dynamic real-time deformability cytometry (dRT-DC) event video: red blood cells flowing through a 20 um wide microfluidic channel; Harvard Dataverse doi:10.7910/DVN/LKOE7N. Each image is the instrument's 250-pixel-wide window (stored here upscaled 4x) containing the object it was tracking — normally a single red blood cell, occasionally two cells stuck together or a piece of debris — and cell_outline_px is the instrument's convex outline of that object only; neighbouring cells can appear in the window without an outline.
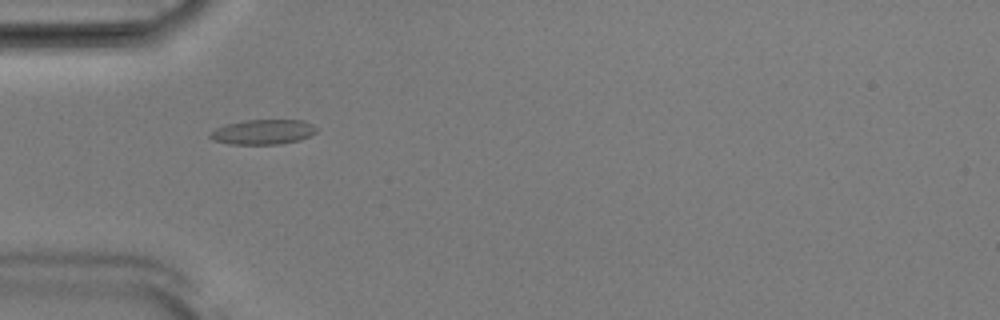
{"species": "Egyptian fruit bat (a non-hibernating species)", "species_latin": "Rousettus aegyptiacus", "temperature_condition": "room temperature", "stored_images_in_passage": 41, "camera_frame_rate_fps": 3000, "um_per_image_px": 0.085, "animal": {"sex": "male"}, "frame": {"image": 1, "passage_image": 5, "time_ms": 1.333, "image_size_px": [1000, 320], "cell_outline_px": [[316, 132], [300, 140], [280, 144], [228, 144], [212, 140], [208, 136], [216, 128], [228, 124], [248, 120], [304, 120], [312, 124], [316, 128]], "centroid_in_image_um": [22.36, 11.22], "position_along_channel_um": 62.6, "area_um2": 15.32}}
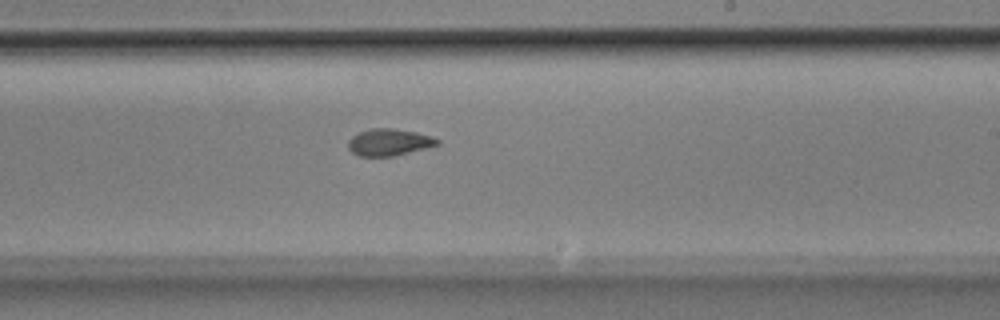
{"frame": {"image": 2, "passage_image": 20, "time_ms": 6.333, "image_size_px": [1000, 320], "cell_outline_px": [[440, 144], [428, 148], [392, 156], [360, 156], [352, 152], [348, 148], [348, 140], [352, 136], [360, 132], [372, 128], [392, 128], [416, 132], [432, 136], [440, 140]], "centroid_in_image_um": [33.09, 12.09], "position_along_channel_um": 255.9, "area_um2": 13.99}}
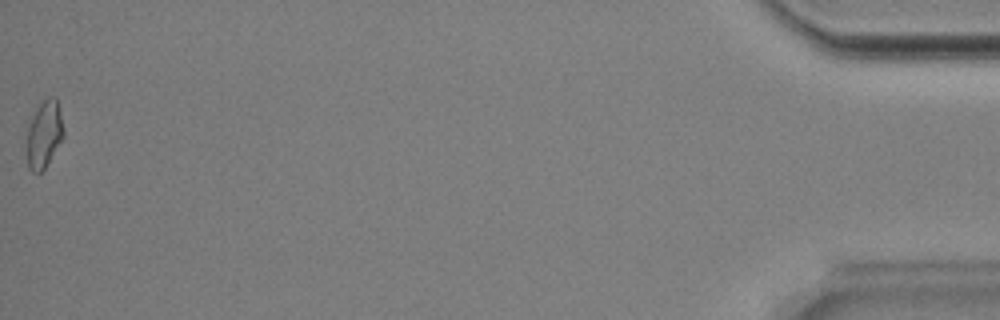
{"frame": {"image": 3, "passage_image": 41, "time_ms": 13.333, "image_size_px": [1000, 320], "cell_outline_px": [[64, 136], [44, 168], [40, 172], [32, 172], [28, 168], [24, 148], [28, 128], [32, 116], [36, 108], [48, 96], [56, 96], [64, 128]], "centroid_in_image_um": [3.71, 11.42], "position_along_channel_um": 431.5, "area_um2": 14.68}, "authors_computed_cell_mechanics": {"area_um2": 14.2188, "velocity_mm_per_s": 3.9005, "shape_relaxation_time_tau1_ms": null, "shape_relaxation_time_tau2_ms": 2.6554, "deformation_change_tau1": null, "deformation_change_tau2": 0.0778}}